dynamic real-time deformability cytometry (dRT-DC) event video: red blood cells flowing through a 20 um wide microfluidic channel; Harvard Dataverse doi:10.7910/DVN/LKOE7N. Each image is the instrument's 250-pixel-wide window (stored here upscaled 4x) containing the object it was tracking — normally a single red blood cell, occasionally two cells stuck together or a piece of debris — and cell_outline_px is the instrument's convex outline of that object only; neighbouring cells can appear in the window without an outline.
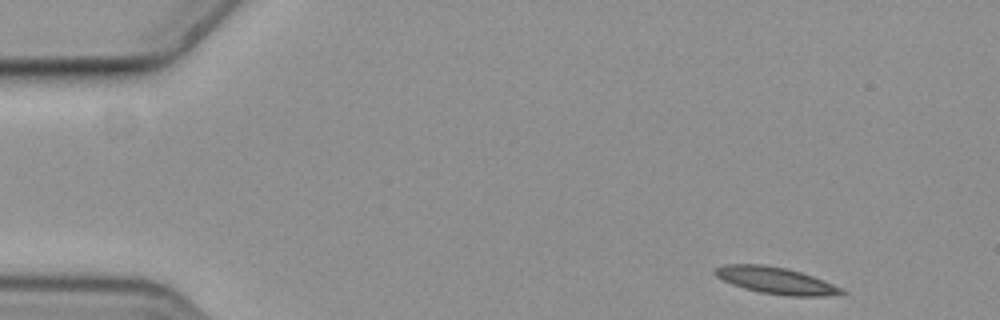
{"species": "common noctule bat (a hibernating species)", "species_latin": "Nyctalus noctula", "temperature_condition": "cold", "stored_images_in_passage": 53, "camera_frame_rate_fps": 3000, "um_per_image_px": 0.085, "animal": {"sex": "female", "body_mass_g": 19.3, "forearm_length_mm": 54.1}, "frame": {"image": 1, "passage_image": 1, "time_ms": 0.0, "image_size_px": [1000, 320], "cell_outline_px": [[848, 292], [828, 296], [788, 296], [760, 292], [744, 288], [732, 284], [716, 276], [712, 272], [712, 268], [724, 264], [764, 264], [788, 268], [824, 280], [844, 288]], "centroid_in_image_um": [65.94, 23.83], "position_along_channel_um": 19.1, "area_um2": 19.94}}
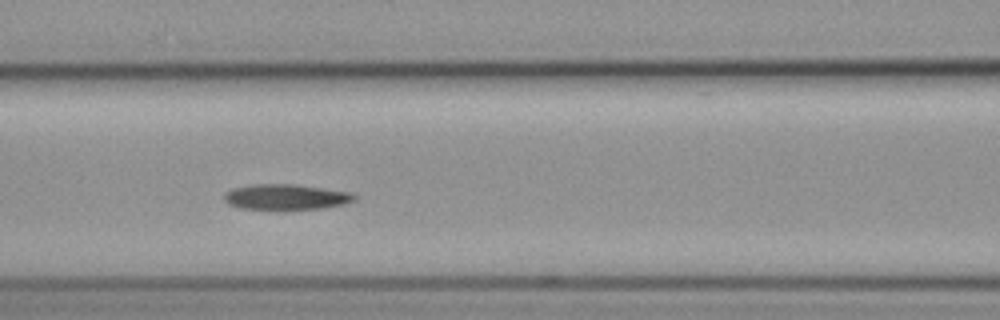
{"frame": {"image": 2, "passage_image": 20, "time_ms": 6.333, "image_size_px": [1000, 320], "cell_outline_px": [[356, 200], [344, 204], [324, 208], [284, 212], [240, 208], [228, 204], [224, 200], [224, 192], [232, 188], [256, 184], [292, 184], [352, 192], [356, 196]], "centroid_in_image_um": [24.29, 16.79], "position_along_channel_um": 142.3, "area_um2": 20.23}}
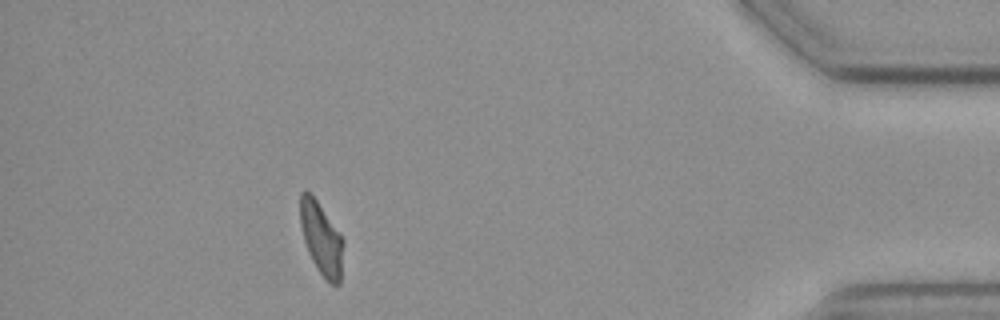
{"frame": {"image": 3, "passage_image": 47, "time_ms": 15.333, "image_size_px": [1000, 320], "cell_outline_px": [[344, 244], [340, 284], [336, 288], [328, 284], [316, 268], [308, 252], [304, 240], [300, 224], [300, 192], [308, 192], [316, 200], [340, 232], [344, 240]], "centroid_in_image_um": [27.34, 20.37], "position_along_channel_um": 407.9, "area_um2": 18.5}}